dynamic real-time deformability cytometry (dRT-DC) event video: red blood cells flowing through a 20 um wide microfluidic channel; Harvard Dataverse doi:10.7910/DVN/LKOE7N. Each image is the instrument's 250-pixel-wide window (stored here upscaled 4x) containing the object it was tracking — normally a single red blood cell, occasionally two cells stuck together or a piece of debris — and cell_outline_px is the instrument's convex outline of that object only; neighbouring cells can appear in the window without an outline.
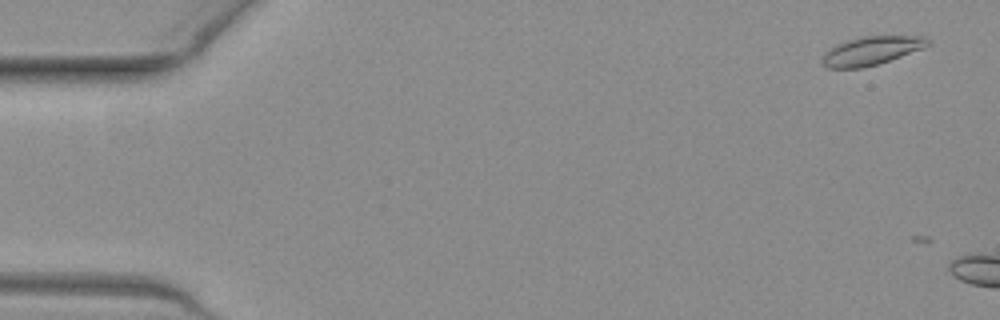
{"species": "common noctule bat (a hibernating species)", "species_latin": "Nyctalus noctula", "temperature_condition": "warm", "stored_images_in_passage": 2, "camera_frame_rate_fps": 3000, "um_per_image_px": 0.085, "animal": {"sex": "female", "body_mass_g": 19.3, "forearm_length_mm": 54.1}, "frame": {"image": 1, "passage_image": 1, "time_ms": 0.0, "image_size_px": [1000, 320], "cell_outline_px": [[932, 44], [924, 48], [880, 64], [860, 68], [828, 68], [820, 60], [824, 52], [836, 44], [848, 40], [864, 36], [924, 36], [932, 40]], "centroid_in_image_um": [74.11, 4.31], "position_along_channel_um": 10.9, "area_um2": 17.8}}